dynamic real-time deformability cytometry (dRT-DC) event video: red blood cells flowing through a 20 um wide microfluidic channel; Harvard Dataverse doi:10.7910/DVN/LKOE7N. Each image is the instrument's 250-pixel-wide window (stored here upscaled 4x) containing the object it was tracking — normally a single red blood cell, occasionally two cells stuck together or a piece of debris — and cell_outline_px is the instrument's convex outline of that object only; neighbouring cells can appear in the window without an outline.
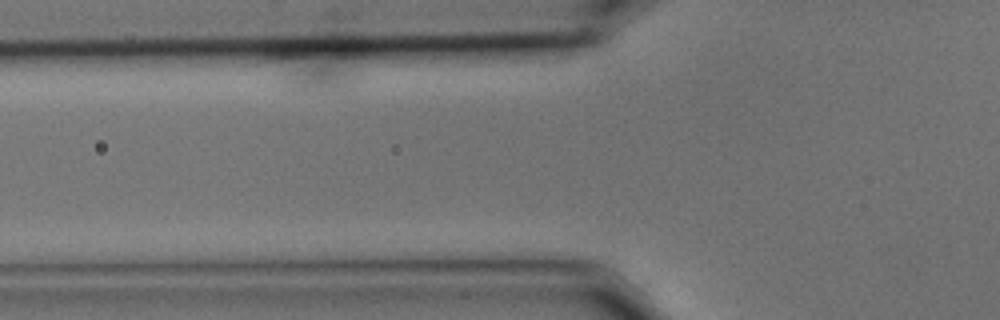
{"species": "common noctule bat (a hibernating species)", "species_latin": "Nyctalus noctula", "temperature_condition": "cold", "stored_images_in_passage": 2, "camera_frame_rate_fps": 3000, "um_per_image_px": 0.085, "animal": {"sex": "male", "body_mass_g": 15.6}, "frame": {"image": 1, "passage_image": 2, "time_ms": 0.333, "image_size_px": [1000, 320], "cell_outline_px": [[500, 100], [488, 108], [360, 108], [368, 100], [404, 92], [500, 96]], "centroid_in_image_um": [36.7, 8.59], "position_along_channel_um": 89.1, "area_um2": 12.72}}